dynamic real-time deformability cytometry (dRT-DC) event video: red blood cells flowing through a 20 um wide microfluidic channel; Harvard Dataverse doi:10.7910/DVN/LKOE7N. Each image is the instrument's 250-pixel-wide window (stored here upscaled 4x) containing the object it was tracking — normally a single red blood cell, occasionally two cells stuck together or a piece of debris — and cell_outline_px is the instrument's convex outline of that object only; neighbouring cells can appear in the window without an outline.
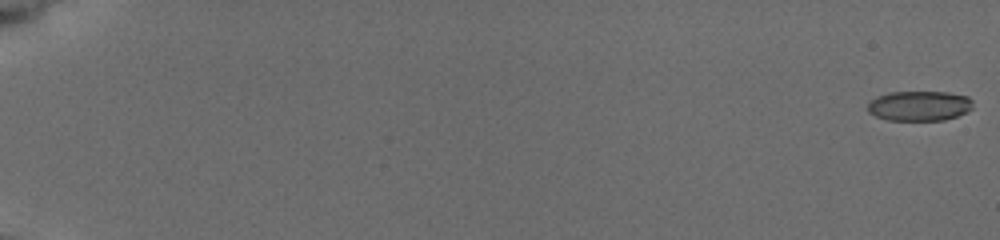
{"species": "common noctule bat (a hibernating species)", "species_latin": "Nyctalus noctula", "temperature_condition": "cold", "stored_images_in_passage": 47, "camera_frame_rate_fps": 3000, "um_per_image_px": 0.085, "animal": {"sex": "female", "body_mass_g": 19.5, "forearm_length_mm": 54.1}, "frame": {"image": 1, "passage_image": 1, "time_ms": 0.0, "image_size_px": [1000, 240], "cell_outline_px": [[972, 108], [956, 116], [944, 120], [888, 120], [876, 116], [868, 112], [868, 100], [876, 96], [888, 92], [948, 92], [968, 96], [972, 100]], "centroid_in_image_um": [78.1, 8.98], "position_along_channel_um": 6.9, "area_um2": 18.44}}
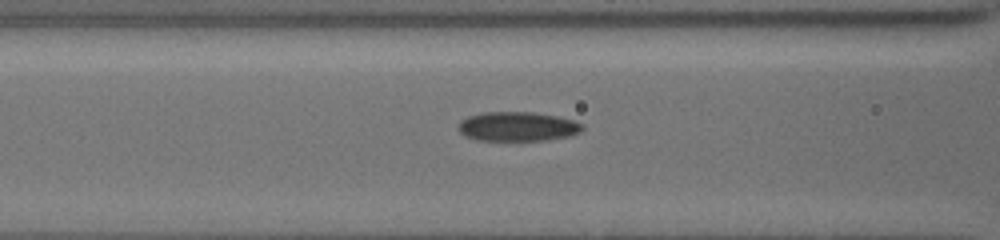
{"frame": {"image": 2, "passage_image": 27, "time_ms": 8.667, "image_size_px": [1000, 240], "cell_outline_px": [[584, 128], [580, 132], [568, 136], [548, 140], [476, 140], [464, 136], [456, 128], [460, 120], [468, 116], [484, 112], [532, 112], [560, 116], [576, 120], [584, 124]], "centroid_in_image_um": [44.0, 10.74], "position_along_channel_um": 122.6, "area_um2": 21.56}}
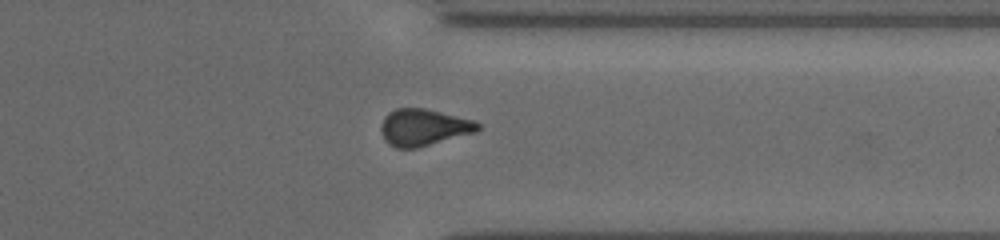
{"frame": {"image": 3, "passage_image": 47, "time_ms": 15.333, "image_size_px": [1000, 240], "cell_outline_px": [[480, 128], [476, 132], [416, 148], [396, 148], [388, 144], [380, 128], [384, 116], [388, 112], [396, 108], [424, 108], [476, 120], [480, 124]], "centroid_in_image_um": [36.02, 10.81], "position_along_channel_um": 375.4, "area_um2": 20.75}, "authors_computed_cell_mechanics": {"area_um2": 21.0392, "velocity_mm_per_s": 3.7986, "shape_relaxation_time_tau1_ms": 5.0352, "shape_relaxation_time_tau2_ms": 3.4826, "deformation_change_tau1": 0.1283, "deformation_change_tau2": 0.1055}}